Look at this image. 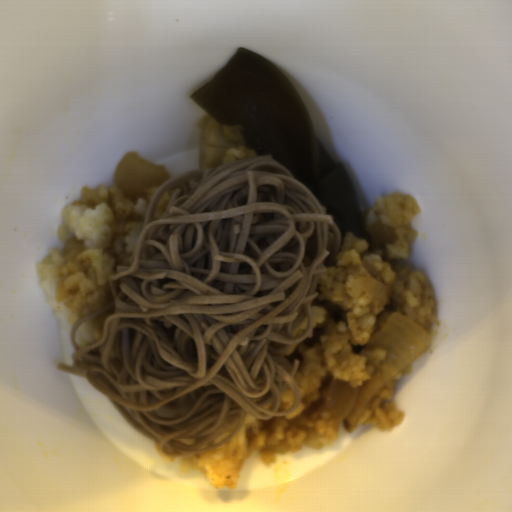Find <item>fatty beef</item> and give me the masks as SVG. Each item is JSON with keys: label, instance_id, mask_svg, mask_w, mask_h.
Returning a JSON list of instances; mask_svg holds the SVG:
<instances>
[{"label": "fatty beef", "instance_id": "obj_2", "mask_svg": "<svg viewBox=\"0 0 512 512\" xmlns=\"http://www.w3.org/2000/svg\"><path fill=\"white\" fill-rule=\"evenodd\" d=\"M311 306H320L325 309L326 314L323 321L312 327L310 338L305 339L299 344H294L281 355V359H289L290 364L294 360H299L296 373L304 378L311 374L317 365H320L322 369L327 364L320 340L321 336L331 337L332 332L336 330L339 323L348 321V310L341 305L315 298Z\"/></svg>", "mask_w": 512, "mask_h": 512}, {"label": "fatty beef", "instance_id": "obj_1", "mask_svg": "<svg viewBox=\"0 0 512 512\" xmlns=\"http://www.w3.org/2000/svg\"><path fill=\"white\" fill-rule=\"evenodd\" d=\"M361 386L353 387L346 381L327 372L321 379L318 388L304 396L301 404L304 409L300 414L285 420L283 432L298 430L313 431L322 413H328L336 422L347 419L354 407Z\"/></svg>", "mask_w": 512, "mask_h": 512}, {"label": "fatty beef", "instance_id": "obj_3", "mask_svg": "<svg viewBox=\"0 0 512 512\" xmlns=\"http://www.w3.org/2000/svg\"><path fill=\"white\" fill-rule=\"evenodd\" d=\"M364 231L367 237L378 245L394 243L398 237L393 227H389L379 220L367 226Z\"/></svg>", "mask_w": 512, "mask_h": 512}]
</instances>
